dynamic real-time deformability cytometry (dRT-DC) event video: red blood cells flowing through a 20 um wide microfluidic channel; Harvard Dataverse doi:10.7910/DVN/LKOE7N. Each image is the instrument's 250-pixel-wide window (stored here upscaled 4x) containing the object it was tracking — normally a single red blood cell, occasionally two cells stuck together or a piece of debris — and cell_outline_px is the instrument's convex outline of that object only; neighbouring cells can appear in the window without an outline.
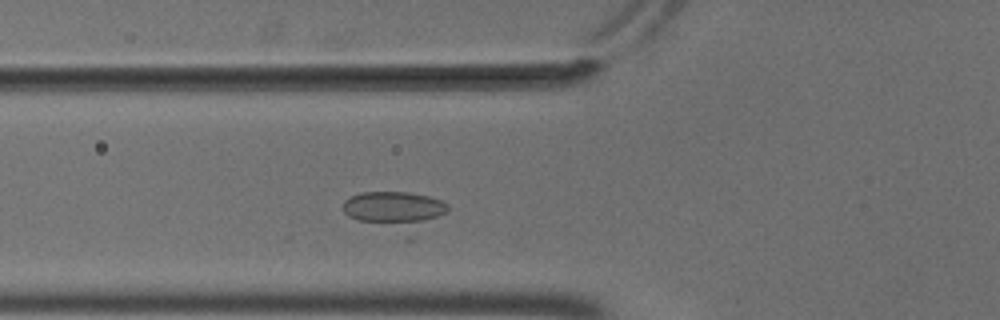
{"species": "common noctule bat (a hibernating species)", "species_latin": "Nyctalus noctula", "temperature_condition": "cold", "stored_images_in_passage": 24, "camera_frame_rate_fps": 3000, "um_per_image_px": 0.085, "animal": {"sex": "male", "body_mass_g": 18.8}, "frame": {"image": 1, "passage_image": 16, "time_ms": 5.0, "image_size_px": [1000, 320], "cell_outline_px": [[448, 212], [412, 240], [404, 240], [356, 220], [348, 216], [344, 212], [344, 200], [360, 192], [408, 192], [428, 196], [440, 200], [448, 204]], "centroid_in_image_um": [33.65, 18.02], "position_along_channel_um": 92.1, "area_um2": 25.09}}
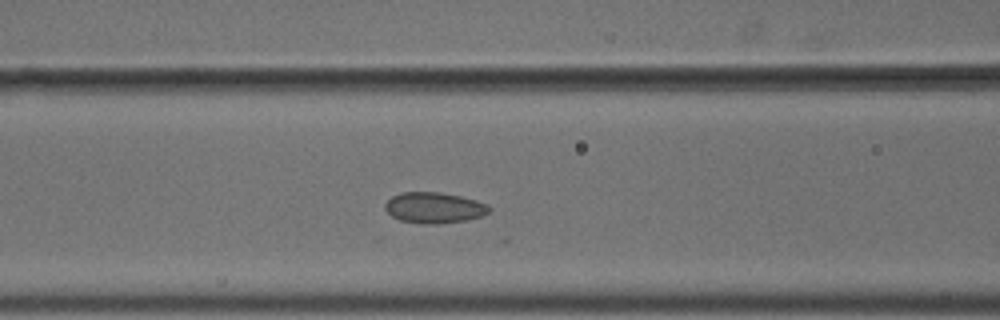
{"frame": {"image": 2, "passage_image": 19, "time_ms": 6.0, "image_size_px": [1000, 320], "cell_outline_px": [[492, 208], [488, 212], [480, 216], [468, 220], [436, 224], [428, 224], [400, 220], [392, 216], [384, 208], [384, 204], [392, 196], [400, 192], [440, 192], [460, 196], [476, 200], [488, 204]], "centroid_in_image_um": [36.91, 17.65], "position_along_channel_um": 129.7, "area_um2": 18.73}}
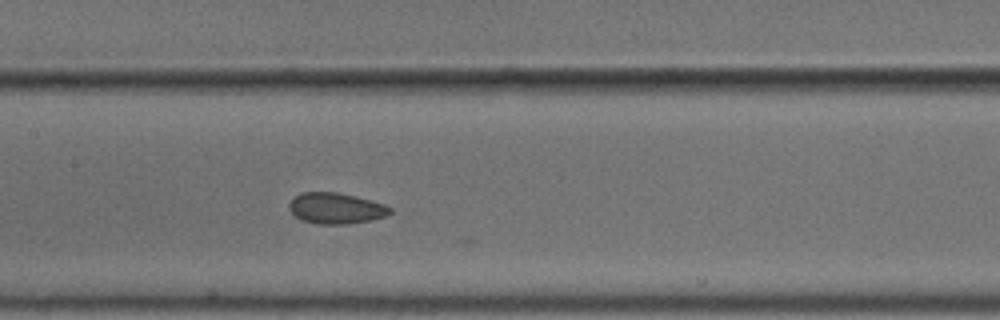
{"frame": {"image": 3, "passage_image": 23, "time_ms": 7.333, "image_size_px": [1000, 320], "cell_outline_px": [[392, 212], [384, 216], [372, 220], [344, 224], [316, 224], [300, 220], [288, 208], [288, 204], [300, 192], [336, 192], [356, 196], [384, 204], [392, 208]], "centroid_in_image_um": [28.54, 17.7], "position_along_channel_um": 178.9, "area_um2": 18.21}}